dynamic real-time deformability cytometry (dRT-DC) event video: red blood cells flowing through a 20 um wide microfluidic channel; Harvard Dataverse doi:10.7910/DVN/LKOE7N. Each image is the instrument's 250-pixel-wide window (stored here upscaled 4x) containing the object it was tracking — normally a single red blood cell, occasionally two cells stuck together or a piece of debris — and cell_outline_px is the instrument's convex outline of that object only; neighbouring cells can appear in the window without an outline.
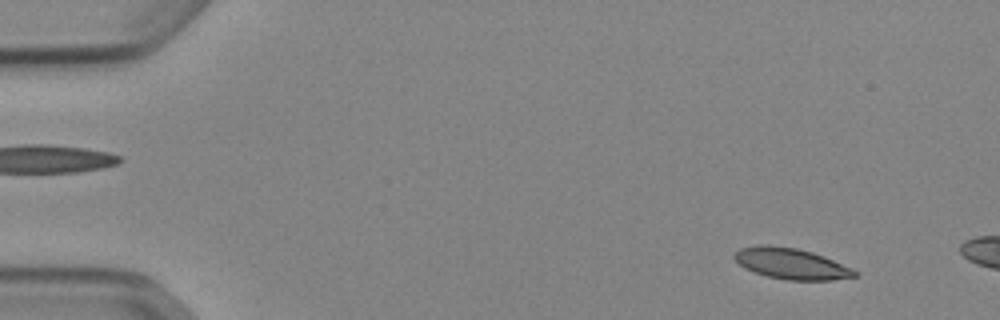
{"species": "Egyptian fruit bat (a non-hibernating species)", "species_latin": "Rousettus aegyptiacus", "temperature_condition": "cold", "stored_images_in_passage": 14, "camera_frame_rate_fps": 3000, "um_per_image_px": 0.085, "animal": {"sex": "female"}, "frame": {"image": 1, "passage_image": 5, "time_ms": 1.333, "image_size_px": [1000, 320], "cell_outline_px": [[856, 276], [832, 280], [788, 280], [768, 276], [744, 268], [732, 256], [740, 248], [756, 244], [768, 244], [796, 248], [812, 252], [824, 256], [852, 268], [856, 272]], "centroid_in_image_um": [67.22, 22.39], "position_along_channel_um": 17.8, "area_um2": 21.62}}